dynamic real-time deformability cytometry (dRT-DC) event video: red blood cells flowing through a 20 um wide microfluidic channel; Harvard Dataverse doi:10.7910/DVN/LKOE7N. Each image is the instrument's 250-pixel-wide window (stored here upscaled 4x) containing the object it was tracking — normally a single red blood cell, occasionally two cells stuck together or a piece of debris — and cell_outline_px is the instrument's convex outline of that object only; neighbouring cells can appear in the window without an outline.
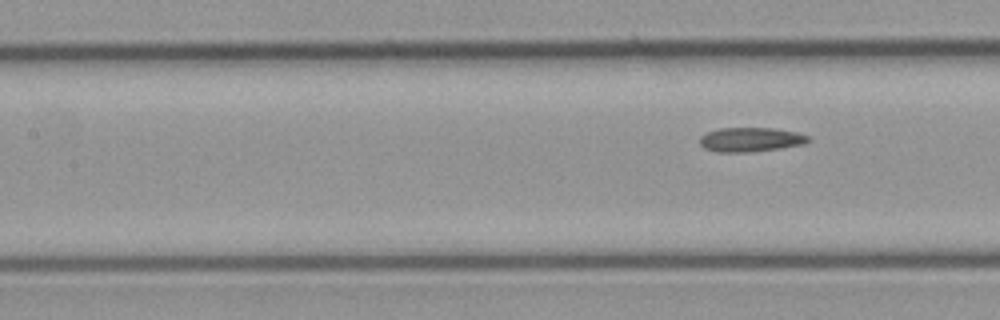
{"species": "common noctule bat (a hibernating species)", "species_latin": "Nyctalus noctula", "temperature_condition": "cold", "stored_images_in_passage": 9, "segment_of_instrument_passage": [2, 2], "camera_frame_rate_fps": 3000, "um_per_image_px": 0.085, "animal": {"sex": "male", "body_mass_g": 23.1, "forearm_length_mm": 52.7}, "frame": {"image": 1, "passage_image": 9, "time_ms": 10.0, "image_size_px": [1000, 320], "cell_outline_px": [[812, 140], [804, 144], [780, 148], [748, 152], [716, 152], [704, 148], [700, 144], [700, 136], [708, 132], [720, 128], [772, 128], [796, 132], [812, 136]], "centroid_in_image_um": [63.84, 11.86], "position_along_channel_um": 143.6, "area_um2": 15.43}}